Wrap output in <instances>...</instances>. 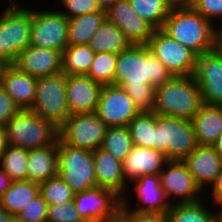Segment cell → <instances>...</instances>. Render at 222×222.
<instances>
[{"label": "cell", "mask_w": 222, "mask_h": 222, "mask_svg": "<svg viewBox=\"0 0 222 222\" xmlns=\"http://www.w3.org/2000/svg\"><path fill=\"white\" fill-rule=\"evenodd\" d=\"M173 77L147 45H130L117 54L114 85L124 89L139 111H153L156 87Z\"/></svg>", "instance_id": "1"}, {"label": "cell", "mask_w": 222, "mask_h": 222, "mask_svg": "<svg viewBox=\"0 0 222 222\" xmlns=\"http://www.w3.org/2000/svg\"><path fill=\"white\" fill-rule=\"evenodd\" d=\"M216 26L192 7H188L170 10L162 29L199 56L213 51Z\"/></svg>", "instance_id": "2"}, {"label": "cell", "mask_w": 222, "mask_h": 222, "mask_svg": "<svg viewBox=\"0 0 222 222\" xmlns=\"http://www.w3.org/2000/svg\"><path fill=\"white\" fill-rule=\"evenodd\" d=\"M202 105L201 91L195 77L173 76L156 87L153 112L190 120Z\"/></svg>", "instance_id": "3"}, {"label": "cell", "mask_w": 222, "mask_h": 222, "mask_svg": "<svg viewBox=\"0 0 222 222\" xmlns=\"http://www.w3.org/2000/svg\"><path fill=\"white\" fill-rule=\"evenodd\" d=\"M8 145L31 150L57 145L59 128L30 109H21L5 125Z\"/></svg>", "instance_id": "4"}, {"label": "cell", "mask_w": 222, "mask_h": 222, "mask_svg": "<svg viewBox=\"0 0 222 222\" xmlns=\"http://www.w3.org/2000/svg\"><path fill=\"white\" fill-rule=\"evenodd\" d=\"M196 147L190 120L156 114L154 149L163 152L168 160H184Z\"/></svg>", "instance_id": "5"}, {"label": "cell", "mask_w": 222, "mask_h": 222, "mask_svg": "<svg viewBox=\"0 0 222 222\" xmlns=\"http://www.w3.org/2000/svg\"><path fill=\"white\" fill-rule=\"evenodd\" d=\"M18 3L11 1L0 14V57L11 64L30 45L32 9Z\"/></svg>", "instance_id": "6"}, {"label": "cell", "mask_w": 222, "mask_h": 222, "mask_svg": "<svg viewBox=\"0 0 222 222\" xmlns=\"http://www.w3.org/2000/svg\"><path fill=\"white\" fill-rule=\"evenodd\" d=\"M58 175L74 194L97 186L92 151L75 148L57 140Z\"/></svg>", "instance_id": "7"}, {"label": "cell", "mask_w": 222, "mask_h": 222, "mask_svg": "<svg viewBox=\"0 0 222 222\" xmlns=\"http://www.w3.org/2000/svg\"><path fill=\"white\" fill-rule=\"evenodd\" d=\"M30 110L59 128L70 116L66 75L61 72L37 78L35 100Z\"/></svg>", "instance_id": "8"}, {"label": "cell", "mask_w": 222, "mask_h": 222, "mask_svg": "<svg viewBox=\"0 0 222 222\" xmlns=\"http://www.w3.org/2000/svg\"><path fill=\"white\" fill-rule=\"evenodd\" d=\"M107 128L95 113L72 114L59 127V138L72 147L93 152L101 148Z\"/></svg>", "instance_id": "9"}, {"label": "cell", "mask_w": 222, "mask_h": 222, "mask_svg": "<svg viewBox=\"0 0 222 222\" xmlns=\"http://www.w3.org/2000/svg\"><path fill=\"white\" fill-rule=\"evenodd\" d=\"M73 201L85 222H117L122 197L112 189L94 186L74 194Z\"/></svg>", "instance_id": "10"}, {"label": "cell", "mask_w": 222, "mask_h": 222, "mask_svg": "<svg viewBox=\"0 0 222 222\" xmlns=\"http://www.w3.org/2000/svg\"><path fill=\"white\" fill-rule=\"evenodd\" d=\"M173 76L194 75L197 55L162 28L155 29L147 45Z\"/></svg>", "instance_id": "11"}, {"label": "cell", "mask_w": 222, "mask_h": 222, "mask_svg": "<svg viewBox=\"0 0 222 222\" xmlns=\"http://www.w3.org/2000/svg\"><path fill=\"white\" fill-rule=\"evenodd\" d=\"M68 19L58 10H32L30 45L63 51L67 47Z\"/></svg>", "instance_id": "12"}, {"label": "cell", "mask_w": 222, "mask_h": 222, "mask_svg": "<svg viewBox=\"0 0 222 222\" xmlns=\"http://www.w3.org/2000/svg\"><path fill=\"white\" fill-rule=\"evenodd\" d=\"M159 175L161 187L171 205L174 203H194L203 199L200 198L203 192L196 185L183 160H168ZM174 198L175 200L179 199L175 202L171 201Z\"/></svg>", "instance_id": "13"}, {"label": "cell", "mask_w": 222, "mask_h": 222, "mask_svg": "<svg viewBox=\"0 0 222 222\" xmlns=\"http://www.w3.org/2000/svg\"><path fill=\"white\" fill-rule=\"evenodd\" d=\"M133 100L120 86L103 85L95 114L108 126H128L139 113Z\"/></svg>", "instance_id": "14"}, {"label": "cell", "mask_w": 222, "mask_h": 222, "mask_svg": "<svg viewBox=\"0 0 222 222\" xmlns=\"http://www.w3.org/2000/svg\"><path fill=\"white\" fill-rule=\"evenodd\" d=\"M105 17L122 31L131 45H148L155 30L136 13L130 0H118L105 11Z\"/></svg>", "instance_id": "15"}, {"label": "cell", "mask_w": 222, "mask_h": 222, "mask_svg": "<svg viewBox=\"0 0 222 222\" xmlns=\"http://www.w3.org/2000/svg\"><path fill=\"white\" fill-rule=\"evenodd\" d=\"M193 76L200 87L202 103L222 106V59L214 51L197 56Z\"/></svg>", "instance_id": "16"}, {"label": "cell", "mask_w": 222, "mask_h": 222, "mask_svg": "<svg viewBox=\"0 0 222 222\" xmlns=\"http://www.w3.org/2000/svg\"><path fill=\"white\" fill-rule=\"evenodd\" d=\"M12 65L35 78L55 75L62 72V51L29 45Z\"/></svg>", "instance_id": "17"}, {"label": "cell", "mask_w": 222, "mask_h": 222, "mask_svg": "<svg viewBox=\"0 0 222 222\" xmlns=\"http://www.w3.org/2000/svg\"><path fill=\"white\" fill-rule=\"evenodd\" d=\"M103 85L87 75L66 76L67 102L70 115L95 113Z\"/></svg>", "instance_id": "18"}, {"label": "cell", "mask_w": 222, "mask_h": 222, "mask_svg": "<svg viewBox=\"0 0 222 222\" xmlns=\"http://www.w3.org/2000/svg\"><path fill=\"white\" fill-rule=\"evenodd\" d=\"M168 158L154 148L133 146L130 153L122 161V171L125 181L130 183L147 174H159Z\"/></svg>", "instance_id": "19"}, {"label": "cell", "mask_w": 222, "mask_h": 222, "mask_svg": "<svg viewBox=\"0 0 222 222\" xmlns=\"http://www.w3.org/2000/svg\"><path fill=\"white\" fill-rule=\"evenodd\" d=\"M183 161L203 193L214 183L222 163L212 145H197Z\"/></svg>", "instance_id": "20"}, {"label": "cell", "mask_w": 222, "mask_h": 222, "mask_svg": "<svg viewBox=\"0 0 222 222\" xmlns=\"http://www.w3.org/2000/svg\"><path fill=\"white\" fill-rule=\"evenodd\" d=\"M132 183L134 184L132 189L136 191L135 197L138 199L137 205L139 206H134L133 209L131 207V210L166 214L170 209L171 204L161 187L159 174L143 175Z\"/></svg>", "instance_id": "21"}, {"label": "cell", "mask_w": 222, "mask_h": 222, "mask_svg": "<svg viewBox=\"0 0 222 222\" xmlns=\"http://www.w3.org/2000/svg\"><path fill=\"white\" fill-rule=\"evenodd\" d=\"M95 165V177L97 186L105 189H112L122 198L126 194L129 184L125 181L122 171V162L114 158L110 153L102 148H97L92 152Z\"/></svg>", "instance_id": "22"}, {"label": "cell", "mask_w": 222, "mask_h": 222, "mask_svg": "<svg viewBox=\"0 0 222 222\" xmlns=\"http://www.w3.org/2000/svg\"><path fill=\"white\" fill-rule=\"evenodd\" d=\"M37 78L19 71L10 65L3 75L1 87L21 109H31L35 100Z\"/></svg>", "instance_id": "23"}, {"label": "cell", "mask_w": 222, "mask_h": 222, "mask_svg": "<svg viewBox=\"0 0 222 222\" xmlns=\"http://www.w3.org/2000/svg\"><path fill=\"white\" fill-rule=\"evenodd\" d=\"M190 121L197 145H212L222 133V106L203 104Z\"/></svg>", "instance_id": "24"}, {"label": "cell", "mask_w": 222, "mask_h": 222, "mask_svg": "<svg viewBox=\"0 0 222 222\" xmlns=\"http://www.w3.org/2000/svg\"><path fill=\"white\" fill-rule=\"evenodd\" d=\"M27 180L40 184L58 175L57 145L28 150Z\"/></svg>", "instance_id": "25"}, {"label": "cell", "mask_w": 222, "mask_h": 222, "mask_svg": "<svg viewBox=\"0 0 222 222\" xmlns=\"http://www.w3.org/2000/svg\"><path fill=\"white\" fill-rule=\"evenodd\" d=\"M105 19L104 10L69 18L67 46L88 45Z\"/></svg>", "instance_id": "26"}, {"label": "cell", "mask_w": 222, "mask_h": 222, "mask_svg": "<svg viewBox=\"0 0 222 222\" xmlns=\"http://www.w3.org/2000/svg\"><path fill=\"white\" fill-rule=\"evenodd\" d=\"M38 194V183L30 180L13 181L0 197V206L14 218Z\"/></svg>", "instance_id": "27"}, {"label": "cell", "mask_w": 222, "mask_h": 222, "mask_svg": "<svg viewBox=\"0 0 222 222\" xmlns=\"http://www.w3.org/2000/svg\"><path fill=\"white\" fill-rule=\"evenodd\" d=\"M88 45L95 53L118 54L126 50L131 44L115 24L105 19Z\"/></svg>", "instance_id": "28"}, {"label": "cell", "mask_w": 222, "mask_h": 222, "mask_svg": "<svg viewBox=\"0 0 222 222\" xmlns=\"http://www.w3.org/2000/svg\"><path fill=\"white\" fill-rule=\"evenodd\" d=\"M206 199L194 203H174L166 212L167 222H217V213L206 207ZM209 208V209H207Z\"/></svg>", "instance_id": "29"}, {"label": "cell", "mask_w": 222, "mask_h": 222, "mask_svg": "<svg viewBox=\"0 0 222 222\" xmlns=\"http://www.w3.org/2000/svg\"><path fill=\"white\" fill-rule=\"evenodd\" d=\"M95 54L89 45L67 46L62 51V73L66 76L86 75Z\"/></svg>", "instance_id": "30"}, {"label": "cell", "mask_w": 222, "mask_h": 222, "mask_svg": "<svg viewBox=\"0 0 222 222\" xmlns=\"http://www.w3.org/2000/svg\"><path fill=\"white\" fill-rule=\"evenodd\" d=\"M156 113L153 111L139 112L128 124L134 146L154 148V124Z\"/></svg>", "instance_id": "31"}, {"label": "cell", "mask_w": 222, "mask_h": 222, "mask_svg": "<svg viewBox=\"0 0 222 222\" xmlns=\"http://www.w3.org/2000/svg\"><path fill=\"white\" fill-rule=\"evenodd\" d=\"M127 126L108 127L101 148L122 162L133 148Z\"/></svg>", "instance_id": "32"}, {"label": "cell", "mask_w": 222, "mask_h": 222, "mask_svg": "<svg viewBox=\"0 0 222 222\" xmlns=\"http://www.w3.org/2000/svg\"><path fill=\"white\" fill-rule=\"evenodd\" d=\"M28 150L9 145L0 158V168L11 181L27 180Z\"/></svg>", "instance_id": "33"}, {"label": "cell", "mask_w": 222, "mask_h": 222, "mask_svg": "<svg viewBox=\"0 0 222 222\" xmlns=\"http://www.w3.org/2000/svg\"><path fill=\"white\" fill-rule=\"evenodd\" d=\"M136 13L155 29L162 28L170 9L163 0H130Z\"/></svg>", "instance_id": "34"}, {"label": "cell", "mask_w": 222, "mask_h": 222, "mask_svg": "<svg viewBox=\"0 0 222 222\" xmlns=\"http://www.w3.org/2000/svg\"><path fill=\"white\" fill-rule=\"evenodd\" d=\"M39 193L48 206L71 202L74 193L59 175L39 184Z\"/></svg>", "instance_id": "35"}, {"label": "cell", "mask_w": 222, "mask_h": 222, "mask_svg": "<svg viewBox=\"0 0 222 222\" xmlns=\"http://www.w3.org/2000/svg\"><path fill=\"white\" fill-rule=\"evenodd\" d=\"M116 61L117 54L96 53L86 75L102 85L114 84Z\"/></svg>", "instance_id": "36"}, {"label": "cell", "mask_w": 222, "mask_h": 222, "mask_svg": "<svg viewBox=\"0 0 222 222\" xmlns=\"http://www.w3.org/2000/svg\"><path fill=\"white\" fill-rule=\"evenodd\" d=\"M47 210L48 205L39 193L15 215L14 219L17 222H46Z\"/></svg>", "instance_id": "37"}, {"label": "cell", "mask_w": 222, "mask_h": 222, "mask_svg": "<svg viewBox=\"0 0 222 222\" xmlns=\"http://www.w3.org/2000/svg\"><path fill=\"white\" fill-rule=\"evenodd\" d=\"M128 197L122 198L117 222H167L166 214L133 211L129 205Z\"/></svg>", "instance_id": "38"}, {"label": "cell", "mask_w": 222, "mask_h": 222, "mask_svg": "<svg viewBox=\"0 0 222 222\" xmlns=\"http://www.w3.org/2000/svg\"><path fill=\"white\" fill-rule=\"evenodd\" d=\"M46 222H85L74 201L48 206Z\"/></svg>", "instance_id": "39"}, {"label": "cell", "mask_w": 222, "mask_h": 222, "mask_svg": "<svg viewBox=\"0 0 222 222\" xmlns=\"http://www.w3.org/2000/svg\"><path fill=\"white\" fill-rule=\"evenodd\" d=\"M62 10H58L67 19L100 11L96 0H59Z\"/></svg>", "instance_id": "40"}, {"label": "cell", "mask_w": 222, "mask_h": 222, "mask_svg": "<svg viewBox=\"0 0 222 222\" xmlns=\"http://www.w3.org/2000/svg\"><path fill=\"white\" fill-rule=\"evenodd\" d=\"M192 8L214 25H222V0H193Z\"/></svg>", "instance_id": "41"}, {"label": "cell", "mask_w": 222, "mask_h": 222, "mask_svg": "<svg viewBox=\"0 0 222 222\" xmlns=\"http://www.w3.org/2000/svg\"><path fill=\"white\" fill-rule=\"evenodd\" d=\"M20 108L15 104L10 95L0 86V125H6Z\"/></svg>", "instance_id": "42"}, {"label": "cell", "mask_w": 222, "mask_h": 222, "mask_svg": "<svg viewBox=\"0 0 222 222\" xmlns=\"http://www.w3.org/2000/svg\"><path fill=\"white\" fill-rule=\"evenodd\" d=\"M212 188V189H211ZM208 190H211V201L213 204L217 203L218 201L222 200V163L220 166V170L216 176L214 183L211 185Z\"/></svg>", "instance_id": "43"}, {"label": "cell", "mask_w": 222, "mask_h": 222, "mask_svg": "<svg viewBox=\"0 0 222 222\" xmlns=\"http://www.w3.org/2000/svg\"><path fill=\"white\" fill-rule=\"evenodd\" d=\"M213 51L222 59V27L216 26L214 31Z\"/></svg>", "instance_id": "44"}, {"label": "cell", "mask_w": 222, "mask_h": 222, "mask_svg": "<svg viewBox=\"0 0 222 222\" xmlns=\"http://www.w3.org/2000/svg\"><path fill=\"white\" fill-rule=\"evenodd\" d=\"M163 1L170 10L192 7L193 4V0H163Z\"/></svg>", "instance_id": "45"}, {"label": "cell", "mask_w": 222, "mask_h": 222, "mask_svg": "<svg viewBox=\"0 0 222 222\" xmlns=\"http://www.w3.org/2000/svg\"><path fill=\"white\" fill-rule=\"evenodd\" d=\"M11 182L9 176L0 168V197L9 188Z\"/></svg>", "instance_id": "46"}, {"label": "cell", "mask_w": 222, "mask_h": 222, "mask_svg": "<svg viewBox=\"0 0 222 222\" xmlns=\"http://www.w3.org/2000/svg\"><path fill=\"white\" fill-rule=\"evenodd\" d=\"M7 131L4 125H0V158L8 147Z\"/></svg>", "instance_id": "47"}, {"label": "cell", "mask_w": 222, "mask_h": 222, "mask_svg": "<svg viewBox=\"0 0 222 222\" xmlns=\"http://www.w3.org/2000/svg\"><path fill=\"white\" fill-rule=\"evenodd\" d=\"M117 1L118 0H96L99 8L104 11L114 5Z\"/></svg>", "instance_id": "48"}, {"label": "cell", "mask_w": 222, "mask_h": 222, "mask_svg": "<svg viewBox=\"0 0 222 222\" xmlns=\"http://www.w3.org/2000/svg\"><path fill=\"white\" fill-rule=\"evenodd\" d=\"M11 65L5 58L0 57V86L2 85L3 75L6 69Z\"/></svg>", "instance_id": "49"}, {"label": "cell", "mask_w": 222, "mask_h": 222, "mask_svg": "<svg viewBox=\"0 0 222 222\" xmlns=\"http://www.w3.org/2000/svg\"><path fill=\"white\" fill-rule=\"evenodd\" d=\"M212 146L214 147L216 153L219 155V157L222 160V133L219 135L216 141L212 144Z\"/></svg>", "instance_id": "50"}, {"label": "cell", "mask_w": 222, "mask_h": 222, "mask_svg": "<svg viewBox=\"0 0 222 222\" xmlns=\"http://www.w3.org/2000/svg\"><path fill=\"white\" fill-rule=\"evenodd\" d=\"M14 218L0 206V222H11Z\"/></svg>", "instance_id": "51"}, {"label": "cell", "mask_w": 222, "mask_h": 222, "mask_svg": "<svg viewBox=\"0 0 222 222\" xmlns=\"http://www.w3.org/2000/svg\"><path fill=\"white\" fill-rule=\"evenodd\" d=\"M212 205L214 206L215 211L217 210L216 211V213H217V222H222V200L218 201L215 204L212 203ZM216 207H217V209H216Z\"/></svg>", "instance_id": "52"}]
</instances>
